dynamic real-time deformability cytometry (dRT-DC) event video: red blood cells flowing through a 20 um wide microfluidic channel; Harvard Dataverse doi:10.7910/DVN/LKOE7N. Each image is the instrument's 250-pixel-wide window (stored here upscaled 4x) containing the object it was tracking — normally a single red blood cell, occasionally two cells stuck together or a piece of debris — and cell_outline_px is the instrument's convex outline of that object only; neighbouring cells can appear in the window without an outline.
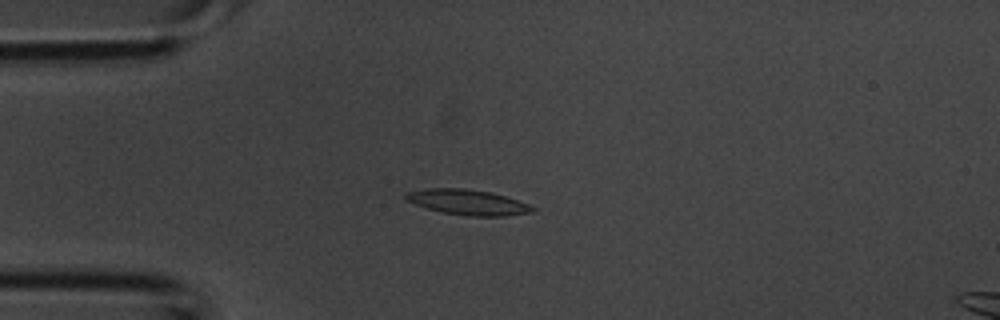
{"species": "common noctule bat (a hibernating species)", "species_latin": "Nyctalus noctula", "temperature_condition": "room temperature", "stored_images_in_passage": 3, "camera_frame_rate_fps": 3000, "um_per_image_px": 0.085, "animal": {"sex": "male", "body_mass_g": 20.1, "forearm_length_mm": 53.5}, "frame": {"image": 1, "passage_image": 3, "time_ms": 0.667, "image_size_px": [1000, 320], "cell_outline_px": [[536, 208], [532, 212], [504, 216], [468, 216], [440, 212], [404, 200], [404, 196], [408, 192], [428, 188], [464, 188], [492, 192], [528, 204]], "centroid_in_image_um": [39.74, 17.19], "position_along_channel_um": 45.3, "area_um2": 18.61}}